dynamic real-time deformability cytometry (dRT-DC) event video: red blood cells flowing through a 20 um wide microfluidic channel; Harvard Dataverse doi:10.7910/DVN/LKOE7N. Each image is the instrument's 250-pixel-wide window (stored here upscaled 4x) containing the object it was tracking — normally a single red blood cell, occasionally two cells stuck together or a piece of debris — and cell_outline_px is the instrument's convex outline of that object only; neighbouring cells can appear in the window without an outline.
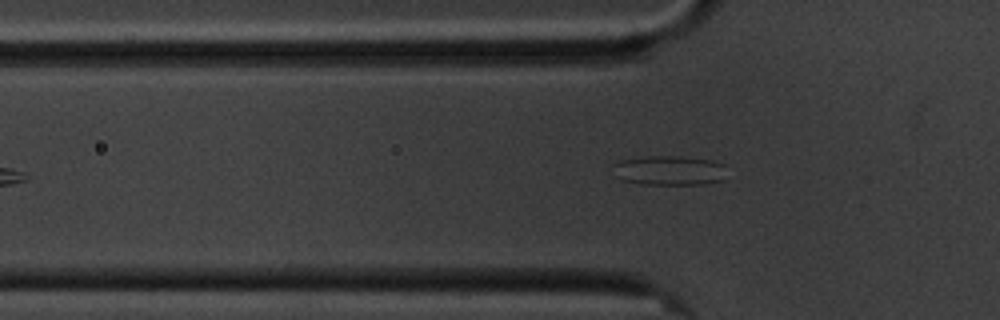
{"species": "common noctule bat (a hibernating species)", "species_latin": "Nyctalus noctula", "temperature_condition": "cold", "stored_images_in_passage": 42, "camera_frame_rate_fps": 3000, "um_per_image_px": 0.085, "animal": {"sex": "male", "body_mass_g": 20.1, "forearm_length_mm": 53.5}, "frame": {"image": 1, "passage_image": 7, "time_ms": 2.0, "image_size_px": [1000, 320], "cell_outline_px": [[724, 180], [704, 184], [640, 184], [620, 180], [612, 176], [612, 164], [620, 160], [648, 156], [680, 156], [712, 160], [724, 164]], "centroid_in_image_um": [56.81, 14.49], "position_along_channel_um": 69.0, "area_um2": 20.0}}
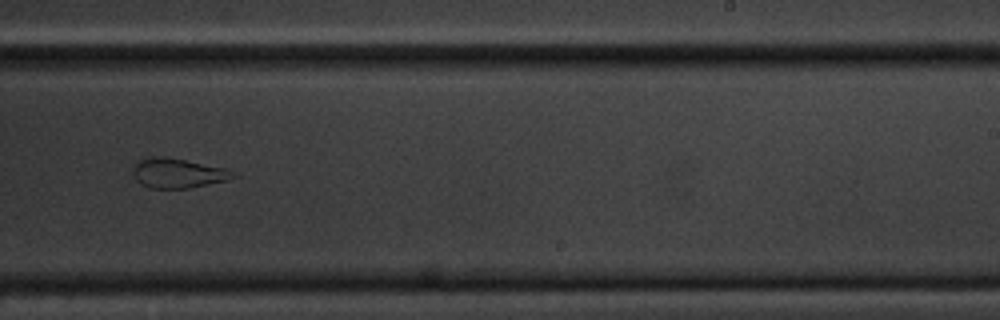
{"frame": {"image": 2, "passage_image": 25, "time_ms": 8.0, "image_size_px": [1000, 320], "cell_outline_px": [[240, 176], [228, 180], [188, 188], [152, 188], [136, 180], [136, 160], [152, 156], [164, 156], [228, 168]], "centroid_in_image_um": [15.21, 14.7], "position_along_channel_um": 273.8, "area_um2": 17.17}}
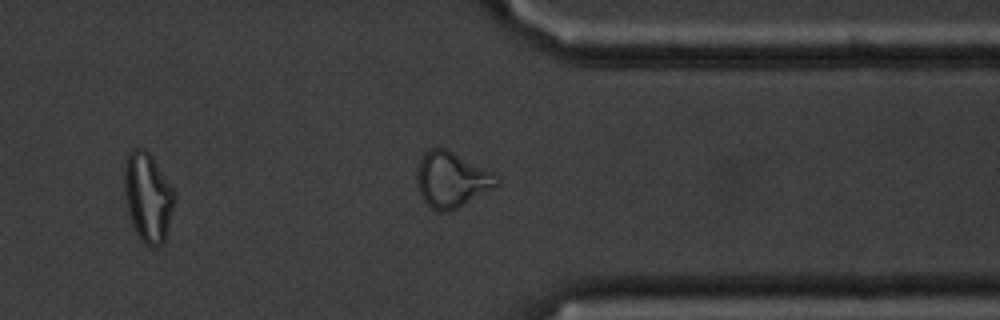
{"frame": {"image": 3, "passage_image": 34, "time_ms": 11.0, "image_size_px": [1000, 320], "cell_outline_px": [[500, 184], [456, 208], [448, 212], [436, 212], [420, 196], [416, 180], [416, 172], [420, 160], [424, 152], [428, 148], [444, 148], [500, 176]], "centroid_in_image_um": [38.36, 15.27], "position_along_channel_um": 373.0, "area_um2": 25.55}, "authors_computed_cell_mechanics": {"area_um2": 19.1607, "velocity_mm_per_s": 3.4064, "shape_relaxation_time_tau1_ms": null, "shape_relaxation_time_tau2_ms": 1.7618, "deformation_change_tau1": null, "deformation_change_tau2": 0.0866}}